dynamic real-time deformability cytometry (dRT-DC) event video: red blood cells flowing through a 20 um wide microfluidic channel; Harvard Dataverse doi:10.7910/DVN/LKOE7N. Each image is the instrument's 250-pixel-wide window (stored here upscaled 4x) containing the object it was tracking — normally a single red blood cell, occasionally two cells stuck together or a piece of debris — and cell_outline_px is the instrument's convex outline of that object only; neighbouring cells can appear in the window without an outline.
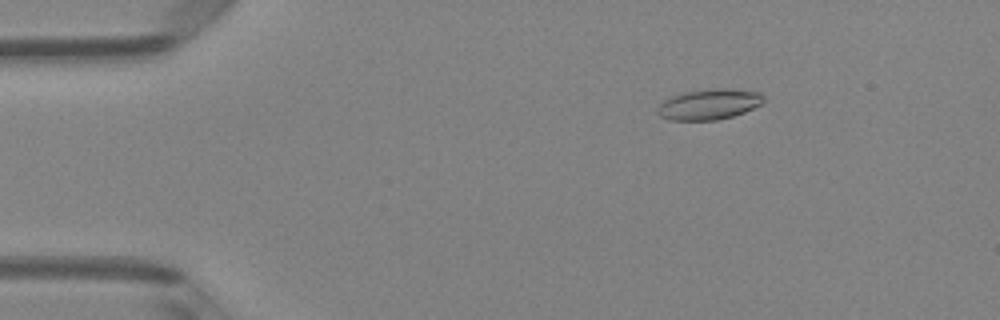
{"species": "Egyptian fruit bat (a non-hibernating species)", "species_latin": "Rousettus aegyptiacus", "temperature_condition": "room temperature", "stored_images_in_passage": 50, "camera_frame_rate_fps": 3000, "um_per_image_px": 0.085, "animal": {"sex": "female"}, "frame": {"image": 1, "passage_image": 8, "time_ms": 2.333, "image_size_px": [1000, 320], "cell_outline_px": [[764, 100], [760, 104], [744, 112], [732, 116], [716, 120], [672, 120], [660, 116], [656, 112], [656, 108], [664, 100], [672, 96], [684, 92], [708, 88], [728, 88], [760, 92], [764, 96]], "centroid_in_image_um": [60.25, 8.85], "position_along_channel_um": 24.7, "area_um2": 18.96}}
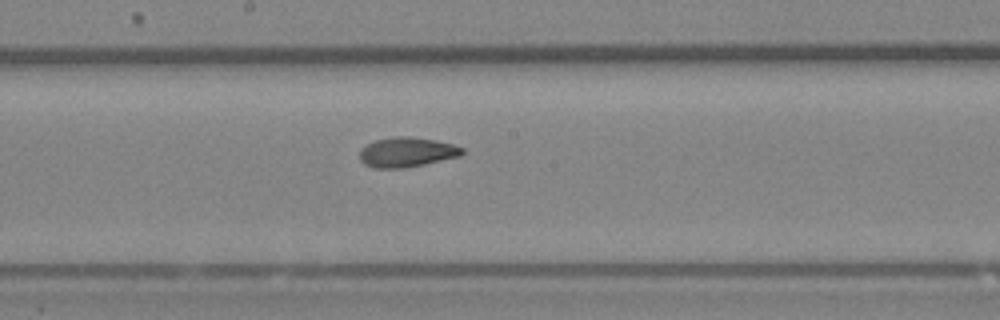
{"frame": {"image": 2, "passage_image": 27, "time_ms": 8.667, "image_size_px": [1000, 320], "cell_outline_px": [[464, 152], [460, 156], [424, 164], [404, 168], [372, 168], [364, 164], [360, 160], [360, 148], [376, 140], [392, 136], [412, 136], [436, 140], [452, 144], [464, 148]], "centroid_in_image_um": [34.56, 12.93], "position_along_channel_um": 213.6, "area_um2": 17.92}}
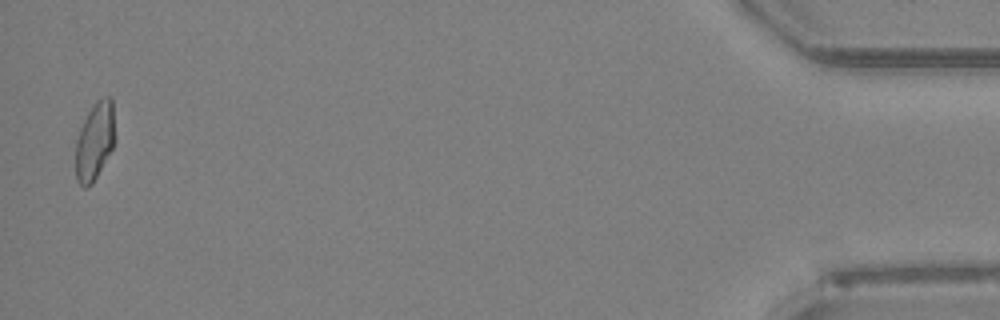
{"frame": {"image": 3, "passage_image": 49, "time_ms": 16.0, "image_size_px": [1000, 320], "cell_outline_px": [[116, 140], [112, 148], [92, 184], [88, 188], [84, 188], [76, 180], [76, 140], [80, 128], [88, 112], [96, 100], [104, 96], [108, 96], [112, 100]], "centroid_in_image_um": [8.06, 11.99], "position_along_channel_um": 427.1, "area_um2": 17.92}, "authors_computed_cell_mechanics": {"area_um2": 17.9758, "velocity_mm_per_s": 4.1312, "shape_relaxation_time_tau1_ms": 6.1606, "shape_relaxation_time_tau2_ms": 2.0185, "deformation_change_tau1": 0.1934, "deformation_change_tau2": 0.0866}}